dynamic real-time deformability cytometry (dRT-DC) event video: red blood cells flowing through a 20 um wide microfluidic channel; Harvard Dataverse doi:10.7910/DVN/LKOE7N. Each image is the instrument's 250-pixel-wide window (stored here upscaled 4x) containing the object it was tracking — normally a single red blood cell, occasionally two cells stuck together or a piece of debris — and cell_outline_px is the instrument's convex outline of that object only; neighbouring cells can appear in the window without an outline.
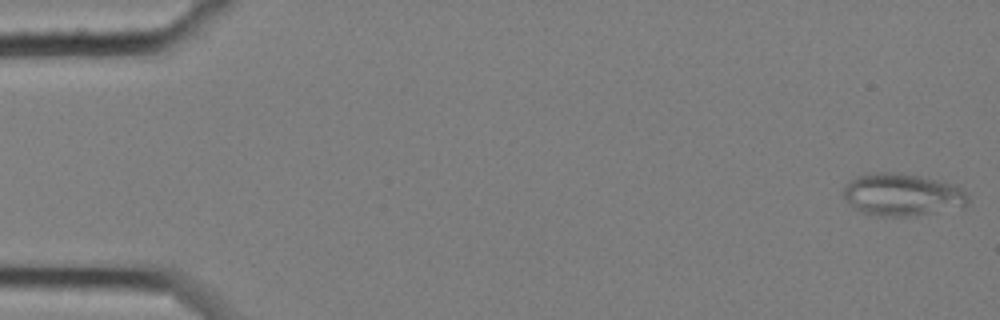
{"species": "common noctule bat (a hibernating species)", "species_latin": "Nyctalus noctula", "temperature_condition": "cold", "stored_images_in_passage": 55, "camera_frame_rate_fps": 3000, "um_per_image_px": 0.085, "animal": {"sex": "female", "body_mass_g": 25.1}, "frame": {"image": 1, "passage_image": 1, "time_ms": 0.0, "image_size_px": [1000, 320], "cell_outline_px": [[968, 204], [964, 208], [916, 216], [872, 216], [860, 212], [844, 196], [844, 188], [856, 176], [872, 172], [896, 172], [920, 176], [952, 184], [968, 192]], "centroid_in_image_um": [76.75, 16.57], "position_along_channel_um": 8.2, "area_um2": 31.04}}
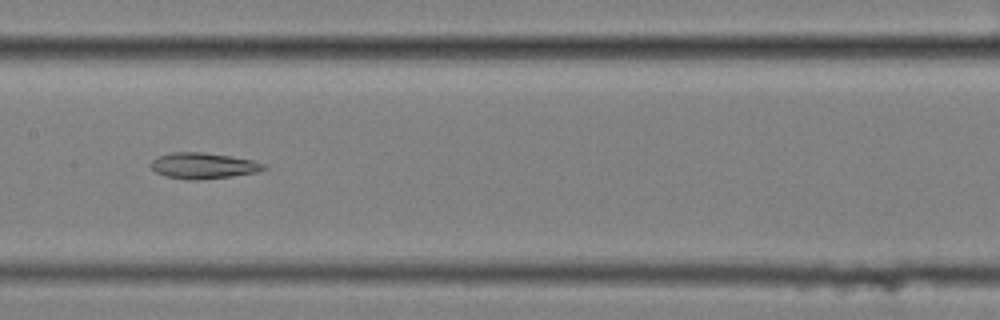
{"frame": {"image": 2, "passage_image": 29, "time_ms": 9.333, "image_size_px": [1000, 320], "cell_outline_px": [[268, 168], [256, 172], [232, 176], [196, 180], [188, 180], [164, 176], [156, 172], [148, 164], [156, 156], [172, 152], [200, 152], [228, 156], [252, 160], [264, 164]], "centroid_in_image_um": [17.22, 14.09], "position_along_channel_um": 190.2, "area_um2": 17.05}}
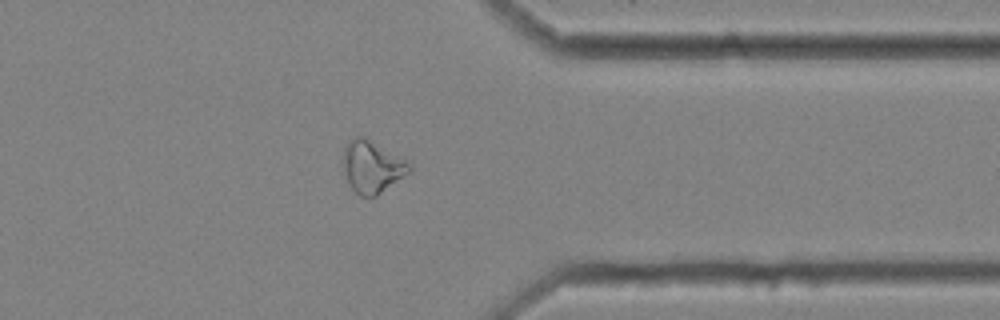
{"frame": {"image": 3, "passage_image": 46, "time_ms": 15.0, "image_size_px": [1000, 320], "cell_outline_px": [[412, 172], [376, 196], [360, 196], [352, 188], [344, 172], [344, 148], [356, 136], [364, 136], [412, 160]], "centroid_in_image_um": [31.74, 14.15], "position_along_channel_um": 379.7, "area_um2": 20.52}}